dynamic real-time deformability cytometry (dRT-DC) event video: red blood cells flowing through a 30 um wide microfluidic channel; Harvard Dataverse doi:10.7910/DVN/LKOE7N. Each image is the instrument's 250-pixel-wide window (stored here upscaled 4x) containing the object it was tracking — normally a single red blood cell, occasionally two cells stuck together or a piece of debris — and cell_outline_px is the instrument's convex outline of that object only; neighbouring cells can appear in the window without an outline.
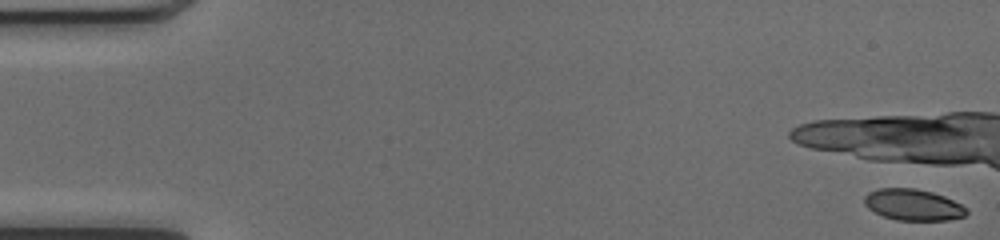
{"species": "common noctule bat (a hibernating species)", "species_latin": "Nyctalus noctula", "temperature_condition": "cold", "stored_images_in_passage": 5, "camera_frame_rate_fps": 3000, "um_per_image_px": 0.085, "animal": {"sex": "female", "body_mass_g": 17.0, "forearm_length_mm": 48.0}, "frame": {"image": 1, "passage_image": 1, "time_ms": 0.0, "image_size_px": [1000, 240], "cell_outline_px": [[968, 212], [964, 216], [948, 220], [896, 220], [884, 216], [868, 208], [864, 204], [864, 196], [868, 192], [880, 188], [916, 188], [932, 192], [944, 196], [968, 208]], "centroid_in_image_um": [77.61, 17.4], "position_along_channel_um": 7.4, "area_um2": 18.61}}